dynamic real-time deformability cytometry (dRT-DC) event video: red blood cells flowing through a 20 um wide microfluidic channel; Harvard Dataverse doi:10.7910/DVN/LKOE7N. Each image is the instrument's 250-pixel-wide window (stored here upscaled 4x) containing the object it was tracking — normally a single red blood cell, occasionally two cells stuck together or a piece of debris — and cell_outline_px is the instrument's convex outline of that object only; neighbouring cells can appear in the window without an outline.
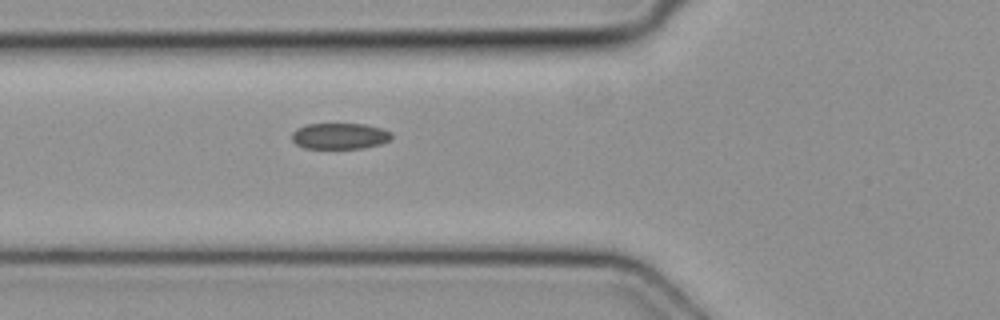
{"species": "common noctule bat (a hibernating species)", "species_latin": "Nyctalus noctula", "temperature_condition": "cold", "stored_images_in_passage": 5, "camera_frame_rate_fps": 3000, "um_per_image_px": 0.085, "animal": {"sex": "female", "body_mass_g": 19.3, "forearm_length_mm": 54.1}, "frame": {"image": 1, "passage_image": 5, "time_ms": 1.333, "image_size_px": [1000, 320], "cell_outline_px": [[392, 136], [388, 140], [380, 144], [364, 148], [304, 148], [296, 144], [292, 140], [292, 132], [296, 128], [304, 124], [364, 124], [380, 128], [392, 132]], "centroid_in_image_um": [28.84, 11.56], "position_along_channel_um": 97.0, "area_um2": 15.14}}